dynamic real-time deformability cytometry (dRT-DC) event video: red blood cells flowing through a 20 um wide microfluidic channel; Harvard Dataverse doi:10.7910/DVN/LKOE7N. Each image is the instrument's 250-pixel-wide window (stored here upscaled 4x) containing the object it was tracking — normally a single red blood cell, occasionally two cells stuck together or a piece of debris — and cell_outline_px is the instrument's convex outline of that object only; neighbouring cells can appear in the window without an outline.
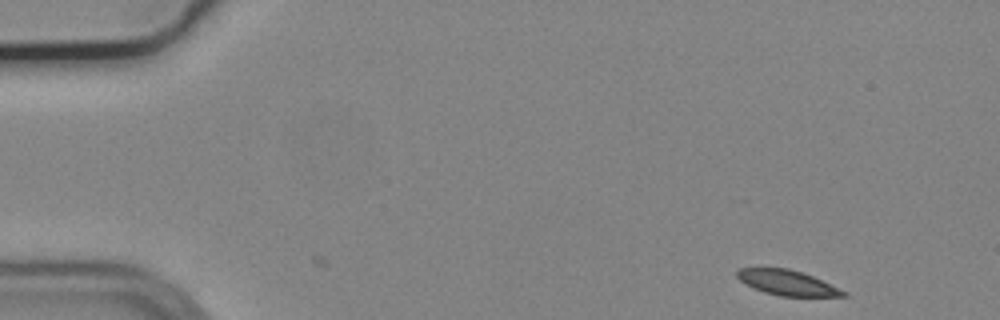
{"species": "common noctule bat (a hibernating species)", "species_latin": "Nyctalus noctula", "temperature_condition": "cold", "stored_images_in_passage": 52, "camera_frame_rate_fps": 3000, "um_per_image_px": 0.085, "animal": {"sex": "male", "body_mass_g": 19.2, "forearm_length_mm": 51.8}, "frame": {"image": 1, "passage_image": 1, "time_ms": 0.0, "image_size_px": [1000, 320], "cell_outline_px": [[848, 296], [780, 296], [764, 292], [752, 288], [744, 284], [736, 276], [736, 272], [740, 268], [788, 268], [812, 276], [848, 292]], "centroid_in_image_um": [66.89, 24.03], "position_along_channel_um": 18.1, "area_um2": 15.49}}
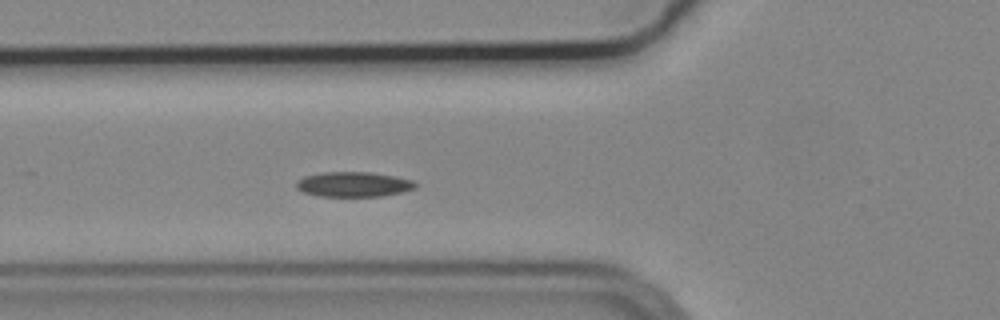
{"frame": {"image": 2, "passage_image": 16, "time_ms": 5.0, "image_size_px": [1000, 320], "cell_outline_px": [[416, 188], [400, 192], [380, 196], [320, 196], [304, 192], [296, 188], [296, 180], [304, 176], [320, 172], [368, 172], [396, 176], [412, 180], [416, 184]], "centroid_in_image_um": [30.01, 15.66], "position_along_channel_um": 95.8, "area_um2": 17.28}}
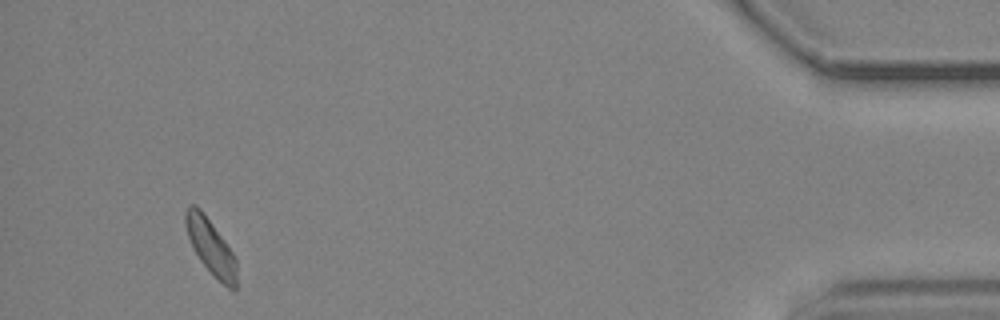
{"frame": {"image": 3, "passage_image": 48, "time_ms": 15.667, "image_size_px": [1000, 320], "cell_outline_px": [[236, 288], [228, 288], [200, 260], [192, 248], [188, 236], [184, 220], [184, 212], [188, 204], [196, 204], [200, 208], [212, 224], [232, 252], [236, 260]], "centroid_in_image_um": [17.86, 20.9], "position_along_channel_um": 417.3, "area_um2": 16.07}}